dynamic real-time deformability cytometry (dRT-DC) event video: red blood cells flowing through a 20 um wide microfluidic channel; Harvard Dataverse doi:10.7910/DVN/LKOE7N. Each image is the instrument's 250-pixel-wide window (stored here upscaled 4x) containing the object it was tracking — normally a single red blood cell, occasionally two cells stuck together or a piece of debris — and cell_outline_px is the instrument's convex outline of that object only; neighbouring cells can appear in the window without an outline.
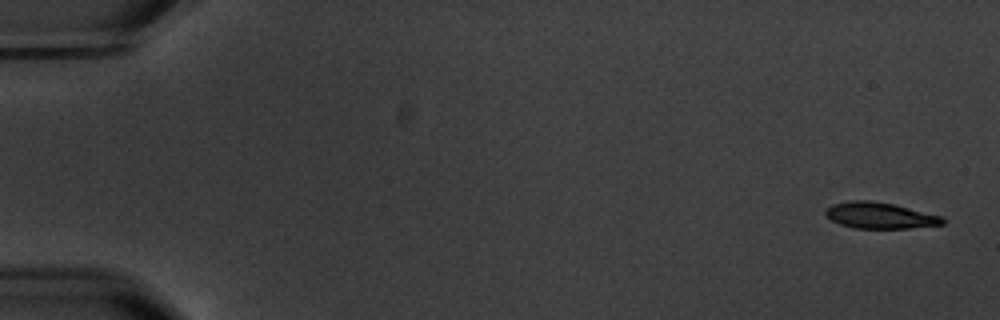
{"species": "common noctule bat (a hibernating species)", "species_latin": "Nyctalus noctula", "temperature_condition": "warm", "stored_images_in_passage": 7, "camera_frame_rate_fps": 3000, "um_per_image_px": 0.085, "animal": {"sex": "male", "body_mass_g": 20.1, "forearm_length_mm": 53.5}, "frame": {"image": 1, "passage_image": 1, "time_ms": 0.0, "image_size_px": [1000, 320], "cell_outline_px": [[944, 224], [908, 228], [856, 228], [840, 224], [832, 220], [824, 212], [832, 204], [852, 200], [868, 200], [892, 204], [940, 216], [944, 220]], "centroid_in_image_um": [74.76, 18.31], "position_along_channel_um": 10.2, "area_um2": 17.4}}
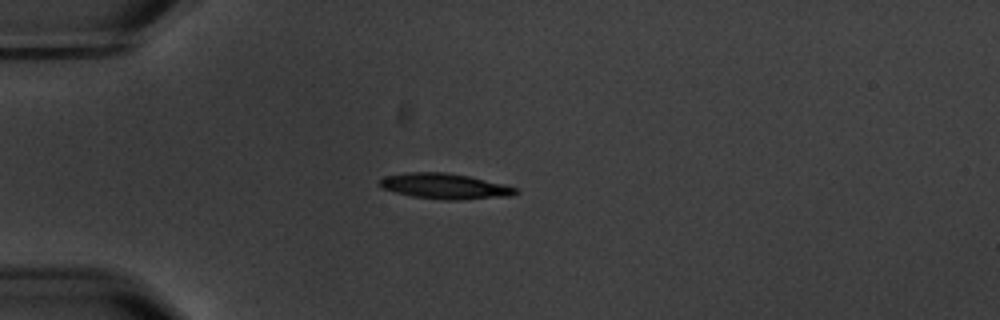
{"frame": {"image": 2, "passage_image": 5, "time_ms": 4.667, "image_size_px": [1000, 320], "cell_outline_px": [[520, 192], [512, 196], [460, 200], [444, 200], [412, 196], [396, 192], [384, 188], [380, 184], [380, 180], [384, 176], [408, 172], [448, 172], [468, 176], [504, 184], [516, 188]], "centroid_in_image_um": [37.86, 15.83], "position_along_channel_um": 47.1, "area_um2": 20.17}}